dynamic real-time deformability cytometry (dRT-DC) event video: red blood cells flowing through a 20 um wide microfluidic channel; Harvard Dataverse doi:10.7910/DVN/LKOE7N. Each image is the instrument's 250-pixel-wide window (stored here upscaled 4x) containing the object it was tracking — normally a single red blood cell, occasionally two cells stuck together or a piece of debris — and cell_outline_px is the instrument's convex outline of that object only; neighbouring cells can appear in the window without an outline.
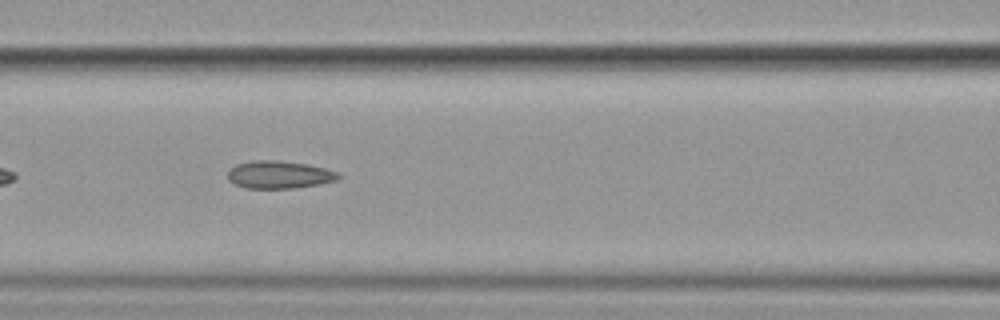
{"species": "common noctule bat (a hibernating species)", "species_latin": "Nyctalus noctula", "temperature_condition": "cold", "stored_images_in_passage": 11, "camera_frame_rate_fps": 3000, "um_per_image_px": 0.085, "animal": {"sex": "female", "body_mass_g": 19.9}, "frame": {"image": 1, "passage_image": 8, "time_ms": 8.0, "image_size_px": [1000, 320], "cell_outline_px": [[344, 176], [336, 180], [320, 184], [292, 188], [244, 188], [228, 180], [228, 172], [236, 164], [256, 160], [276, 160], [308, 164], [340, 172]], "centroid_in_image_um": [23.78, 14.85], "position_along_channel_um": 142.8, "area_um2": 17.86}}
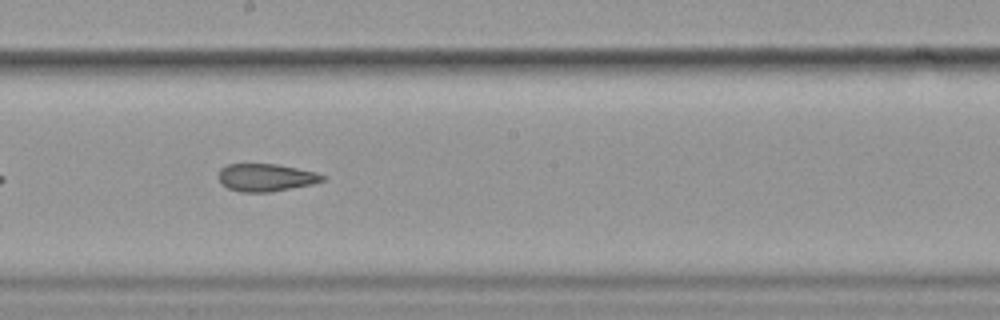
{"frame": {"image": 2, "passage_image": 10, "time_ms": 10.333, "image_size_px": [1000, 320], "cell_outline_px": [[324, 180], [312, 184], [272, 192], [240, 192], [228, 188], [220, 184], [216, 176], [220, 168], [228, 164], [276, 164], [316, 172], [324, 176]], "centroid_in_image_um": [22.53, 15.09], "position_along_channel_um": 225.7, "area_um2": 16.88}}